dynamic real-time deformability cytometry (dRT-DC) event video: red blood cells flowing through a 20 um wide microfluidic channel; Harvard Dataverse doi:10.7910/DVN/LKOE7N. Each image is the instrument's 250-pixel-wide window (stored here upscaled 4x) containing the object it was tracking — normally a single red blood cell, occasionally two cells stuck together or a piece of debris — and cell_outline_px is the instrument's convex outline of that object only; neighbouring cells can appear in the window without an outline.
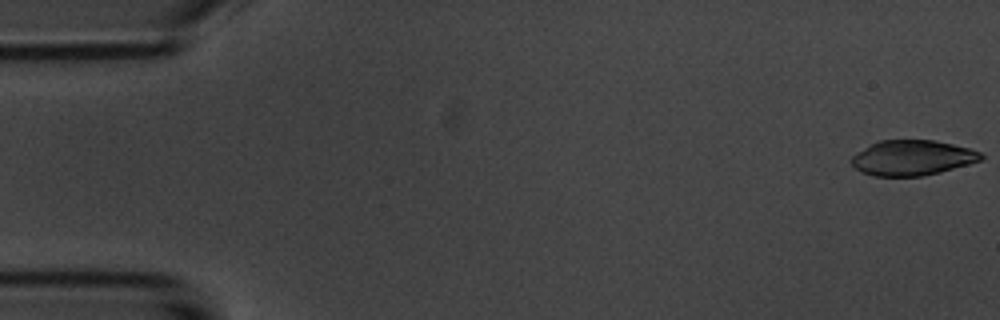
{"species": "common noctule bat (a hibernating species)", "species_latin": "Nyctalus noctula", "temperature_condition": "room temperature", "stored_images_in_passage": 5, "camera_frame_rate_fps": 3000, "um_per_image_px": 0.085, "animal": {"sex": "male", "body_mass_g": 20.1, "forearm_length_mm": 53.5}, "frame": {"image": 1, "passage_image": 1, "time_ms": 0.0, "image_size_px": [1000, 320], "cell_outline_px": [[984, 156], [980, 160], [968, 164], [940, 172], [920, 176], [872, 176], [860, 172], [852, 164], [852, 156], [856, 152], [880, 140], [936, 140], [968, 148], [980, 152]], "centroid_in_image_um": [77.52, 13.41], "position_along_channel_um": 7.5, "area_um2": 26.41}}
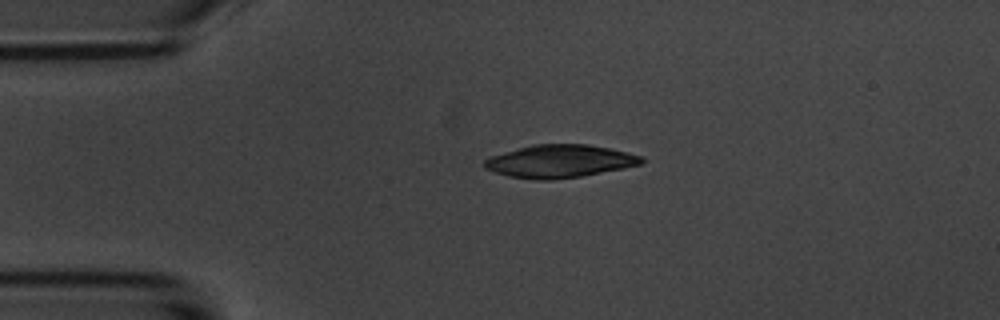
{"frame": {"image": 2, "passage_image": 4, "time_ms": 3.667, "image_size_px": [1000, 320], "cell_outline_px": [[644, 160], [640, 164], [624, 168], [580, 176], [552, 180], [536, 180], [508, 176], [484, 168], [484, 160], [492, 156], [532, 144], [588, 144], [608, 148], [640, 156]], "centroid_in_image_um": [47.54, 13.71], "position_along_channel_um": 37.5, "area_um2": 29.65}}